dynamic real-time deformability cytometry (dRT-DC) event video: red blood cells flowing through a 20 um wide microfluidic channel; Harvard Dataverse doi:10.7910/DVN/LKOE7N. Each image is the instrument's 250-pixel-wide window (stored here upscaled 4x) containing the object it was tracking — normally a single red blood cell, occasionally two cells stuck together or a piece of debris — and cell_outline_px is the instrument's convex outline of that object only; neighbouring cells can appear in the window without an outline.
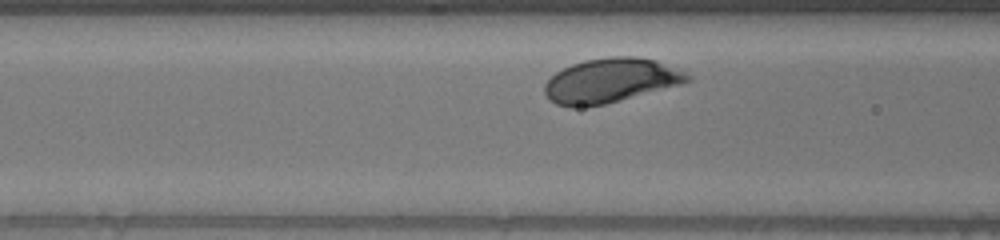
{"species": "human", "species_latin": "Homo sapiens", "temperature_condition": "warm", "stored_images_in_passage": 29, "camera_frame_rate_fps": 3000, "um_per_image_px": 0.085, "donor": {"sex": "male"}, "frame": {"image": 1, "passage_image": 6, "time_ms": 1.667, "image_size_px": [1000, 240], "cell_outline_px": [[692, 80], [680, 84], [620, 100], [604, 104], [572, 108], [556, 104], [548, 100], [544, 92], [544, 84], [556, 72], [572, 64], [584, 60], [612, 56], [636, 56], [656, 60], [684, 72], [692, 76]], "centroid_in_image_um": [51.86, 6.85], "position_along_channel_um": 114.7, "area_um2": 36.76}}
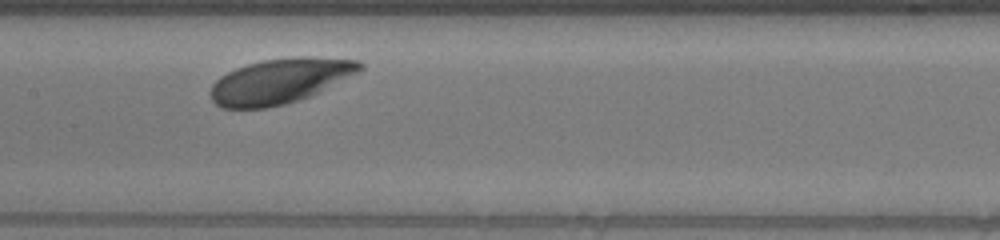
{"frame": {"image": 2, "passage_image": 12, "time_ms": 3.667, "image_size_px": [1000, 240], "cell_outline_px": [[364, 68], [360, 72], [308, 96], [284, 104], [268, 108], [220, 108], [212, 100], [208, 92], [212, 84], [220, 76], [236, 68], [260, 60], [296, 56], [300, 56], [360, 60], [364, 64]], "centroid_in_image_um": [23.77, 6.88], "position_along_channel_um": 183.6, "area_um2": 39.19}}
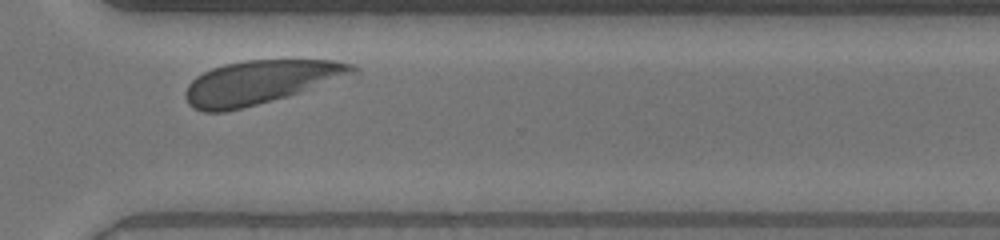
{"frame": {"image": 3, "passage_image": 26, "time_ms": 8.333, "image_size_px": [1000, 240], "cell_outline_px": [[360, 72], [300, 92], [256, 104], [224, 112], [204, 112], [192, 108], [188, 104], [184, 96], [184, 92], [188, 84], [196, 76], [212, 68], [224, 64], [244, 60], [336, 60], [356, 64], [360, 68]], "centroid_in_image_um": [22.13, 6.97], "position_along_channel_um": 348.5, "area_um2": 42.43}}